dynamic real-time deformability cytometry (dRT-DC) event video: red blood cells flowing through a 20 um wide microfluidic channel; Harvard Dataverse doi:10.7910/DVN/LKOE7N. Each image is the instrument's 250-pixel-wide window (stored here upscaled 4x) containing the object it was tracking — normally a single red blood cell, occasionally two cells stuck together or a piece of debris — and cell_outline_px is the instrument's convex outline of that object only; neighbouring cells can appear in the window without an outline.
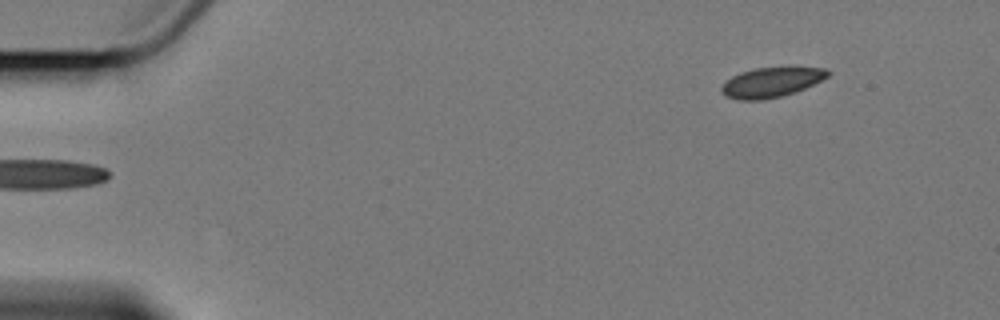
{"species": "Egyptian fruit bat (a non-hibernating species)", "species_latin": "Rousettus aegyptiacus", "temperature_condition": "cold", "stored_images_in_passage": 5, "camera_frame_rate_fps": 3000, "um_per_image_px": 0.085, "animal": {"sex": "female"}, "frame": {"image": 1, "passage_image": 5, "time_ms": 5.0, "image_size_px": [1000, 320], "cell_outline_px": [[832, 72], [828, 76], [796, 92], [764, 100], [736, 100], [724, 96], [720, 92], [720, 88], [732, 76], [740, 72], [756, 68], [784, 64], [792, 64], [828, 68]], "centroid_in_image_um": [65.62, 6.93], "position_along_channel_um": 19.4, "area_um2": 19.48}}